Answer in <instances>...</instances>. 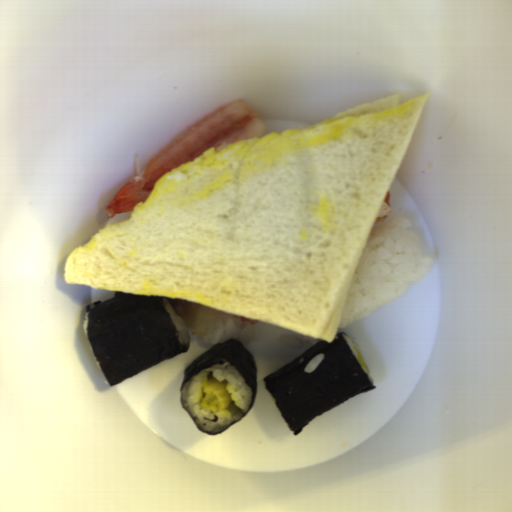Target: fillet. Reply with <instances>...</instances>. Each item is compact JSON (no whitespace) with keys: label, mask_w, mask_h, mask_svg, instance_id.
<instances>
[{"label":"fillet","mask_w":512,"mask_h":512,"mask_svg":"<svg viewBox=\"0 0 512 512\" xmlns=\"http://www.w3.org/2000/svg\"><path fill=\"white\" fill-rule=\"evenodd\" d=\"M165 297V296H164ZM175 315L180 317L192 334L204 337L213 323L218 308L196 301L165 297Z\"/></svg>","instance_id":"fillet-1"},{"label":"fillet","mask_w":512,"mask_h":512,"mask_svg":"<svg viewBox=\"0 0 512 512\" xmlns=\"http://www.w3.org/2000/svg\"><path fill=\"white\" fill-rule=\"evenodd\" d=\"M389 198H390V193L388 190L373 223H381L382 221L387 219L392 214L393 210L390 206Z\"/></svg>","instance_id":"fillet-2"}]
</instances>
